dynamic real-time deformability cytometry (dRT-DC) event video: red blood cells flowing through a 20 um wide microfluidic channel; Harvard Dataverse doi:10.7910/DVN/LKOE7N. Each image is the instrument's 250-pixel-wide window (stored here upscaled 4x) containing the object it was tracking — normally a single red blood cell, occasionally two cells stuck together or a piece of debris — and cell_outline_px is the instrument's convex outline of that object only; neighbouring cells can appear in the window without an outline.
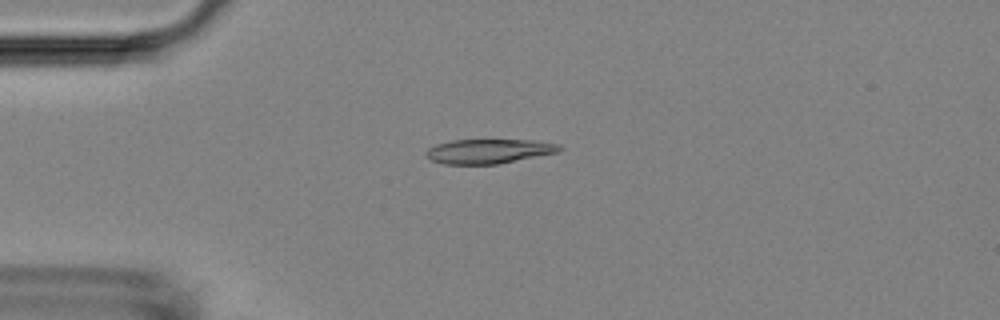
{"species": "Egyptian fruit bat (a non-hibernating species)", "species_latin": "Rousettus aegyptiacus", "temperature_condition": "room temperature", "stored_images_in_passage": 8, "camera_frame_rate_fps": 3000, "um_per_image_px": 0.085, "animal": {"sex": "female"}, "frame": {"image": 1, "passage_image": 3, "time_ms": 0.667, "image_size_px": [1000, 320], "cell_outline_px": [[564, 148], [560, 152], [500, 164], [444, 164], [432, 160], [424, 156], [424, 152], [428, 148], [436, 144], [452, 140], [532, 140], [560, 144]], "centroid_in_image_um": [41.57, 12.86], "position_along_channel_um": 43.4, "area_um2": 19.31}}
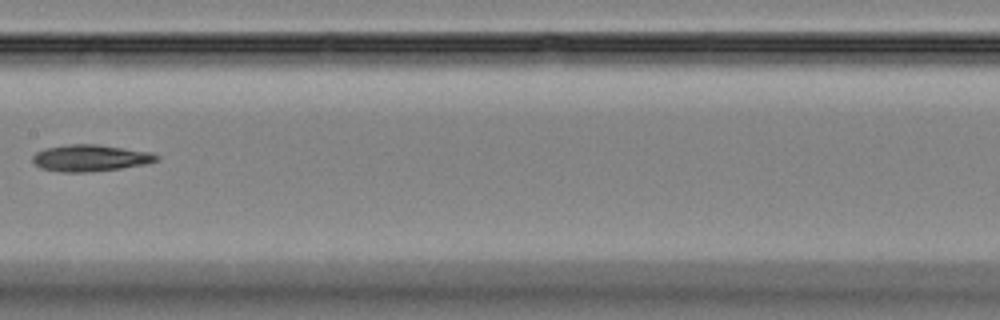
{"frame": {"image": 2, "passage_image": 7, "time_ms": 2.0, "image_size_px": [1000, 320], "cell_outline_px": [[160, 160], [144, 164], [120, 168], [88, 172], [60, 172], [40, 168], [32, 160], [32, 156], [36, 152], [44, 148], [68, 144], [96, 144], [152, 152], [160, 156]], "centroid_in_image_um": [7.67, 13.42], "position_along_channel_um": 199.7, "area_um2": 19.31}}
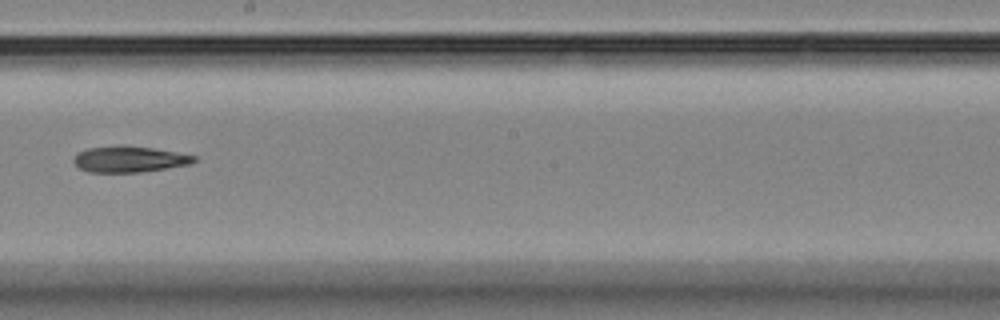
{"frame": {"image": 3, "passage_image": 8, "time_ms": 2.333, "image_size_px": [1000, 320], "cell_outline_px": [[196, 160], [192, 164], [140, 172], [88, 172], [80, 168], [72, 160], [76, 152], [88, 148], [120, 144], [124, 144], [152, 148], [176, 152], [196, 156]], "centroid_in_image_um": [10.96, 13.51], "position_along_channel_um": 237.2, "area_um2": 18.5}}